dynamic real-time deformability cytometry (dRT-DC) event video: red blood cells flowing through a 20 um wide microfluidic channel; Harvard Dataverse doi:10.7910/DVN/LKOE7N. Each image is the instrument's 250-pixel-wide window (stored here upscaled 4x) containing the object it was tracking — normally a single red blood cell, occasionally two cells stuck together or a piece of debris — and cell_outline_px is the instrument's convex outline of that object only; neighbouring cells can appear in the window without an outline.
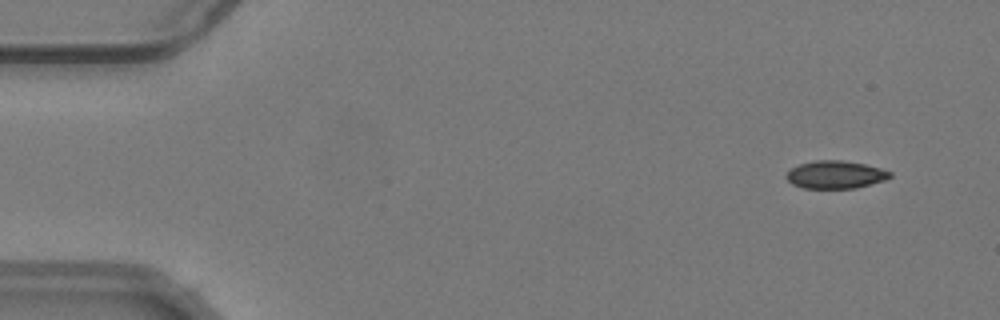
{"species": "common noctule bat (a hibernating species)", "species_latin": "Nyctalus noctula", "temperature_condition": "warm", "stored_images_in_passage": 55, "camera_frame_rate_fps": 3000, "um_per_image_px": 0.085, "animal": {"sex": "male", "body_mass_g": 19.2, "forearm_length_mm": 51.8}, "frame": {"image": 1, "passage_image": 4, "time_ms": 1.0, "image_size_px": [1000, 320], "cell_outline_px": [[892, 176], [884, 180], [856, 188], [804, 188], [792, 184], [784, 176], [792, 168], [800, 164], [816, 160], [844, 160], [864, 164], [880, 168], [892, 172]], "centroid_in_image_um": [71.01, 14.84], "position_along_channel_um": 14.0, "area_um2": 16.7}}
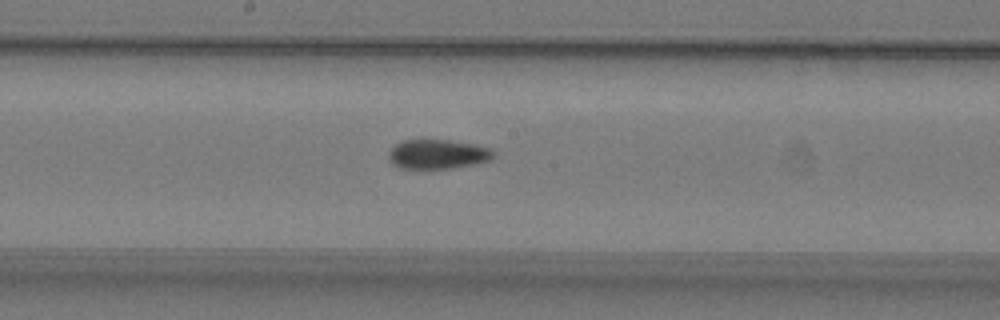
{"frame": {"image": 2, "passage_image": 29, "time_ms": 9.333, "image_size_px": [1000, 320], "cell_outline_px": [[492, 160], [476, 164], [452, 168], [400, 168], [392, 164], [388, 156], [388, 152], [396, 144], [404, 140], [448, 140], [472, 144], [492, 148]], "centroid_in_image_um": [37.2, 13.11], "position_along_channel_um": 211.0, "area_um2": 17.86}}
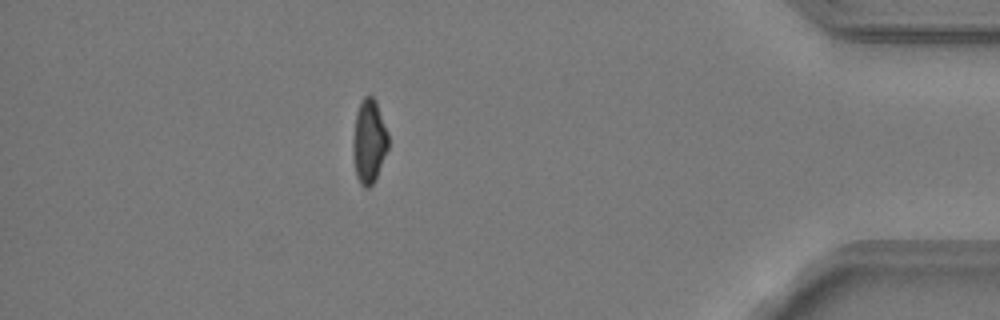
{"frame": {"image": 3, "passage_image": 48, "time_ms": 15.667, "image_size_px": [1000, 320], "cell_outline_px": [[388, 148], [376, 180], [368, 188], [364, 188], [360, 184], [356, 176], [352, 152], [352, 140], [356, 112], [364, 96], [372, 96], [376, 100], [388, 132]], "centroid_in_image_um": [31.36, 12.04], "position_along_channel_um": 403.8, "area_um2": 17.51}, "authors_computed_cell_mechanics": {"area_um2": 17.918, "velocity_mm_per_s": 3.7874, "shape_relaxation_time_tau1_ms": 8.4011, "shape_relaxation_time_tau2_ms": null, "deformation_change_tau1": 0.1455, "deformation_change_tau2": null}}